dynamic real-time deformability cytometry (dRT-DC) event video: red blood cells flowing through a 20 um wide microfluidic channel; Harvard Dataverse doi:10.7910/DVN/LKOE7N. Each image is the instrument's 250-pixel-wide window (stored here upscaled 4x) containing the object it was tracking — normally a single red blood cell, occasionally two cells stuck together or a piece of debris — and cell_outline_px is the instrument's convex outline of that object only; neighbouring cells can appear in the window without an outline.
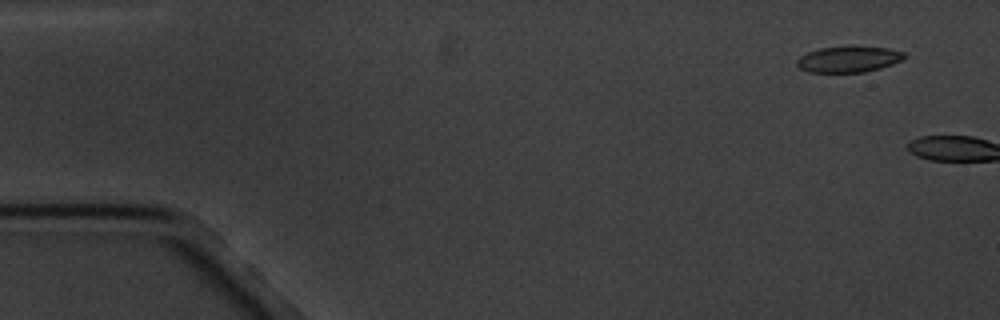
{"species": "common noctule bat (a hibernating species)", "species_latin": "Nyctalus noctula", "temperature_condition": "cold", "stored_images_in_passage": 2, "camera_frame_rate_fps": 3000, "um_per_image_px": 0.085, "animal": {"sex": "male", "body_mass_g": 20.1, "forearm_length_mm": 53.5}, "frame": {"image": 1, "passage_image": 1, "time_ms": 0.0, "image_size_px": [1000, 320], "cell_outline_px": [[904, 56], [900, 60], [892, 64], [880, 68], [864, 72], [808, 72], [800, 68], [796, 64], [796, 60], [800, 56], [808, 52], [820, 48], [888, 48], [904, 52]], "centroid_in_image_um": [72.08, 5.06], "position_along_channel_um": 12.9, "area_um2": 15.66}}